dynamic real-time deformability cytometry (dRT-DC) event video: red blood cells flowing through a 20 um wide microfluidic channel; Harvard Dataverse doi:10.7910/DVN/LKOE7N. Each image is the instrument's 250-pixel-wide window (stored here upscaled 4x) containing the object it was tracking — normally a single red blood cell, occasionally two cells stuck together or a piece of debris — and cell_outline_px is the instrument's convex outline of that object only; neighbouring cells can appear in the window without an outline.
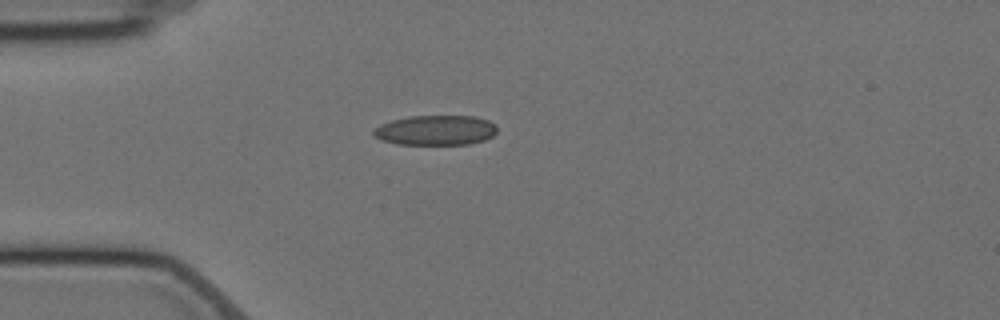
{"species": "Egyptian fruit bat (a non-hibernating species)", "species_latin": "Rousettus aegyptiacus", "temperature_condition": "cold", "stored_images_in_passage": 1, "camera_frame_rate_fps": 3000, "um_per_image_px": 0.085, "animal": {"sex": "female"}, "frame": {"image": 1, "passage_image": 1, "time_ms": 0.0, "image_size_px": [1000, 320], "cell_outline_px": [[496, 132], [492, 136], [484, 140], [468, 144], [396, 144], [380, 140], [372, 132], [380, 124], [392, 120], [408, 116], [476, 116], [488, 120], [496, 124]], "centroid_in_image_um": [37.04, 11.06], "position_along_channel_um": 48.0, "area_um2": 21.56}}